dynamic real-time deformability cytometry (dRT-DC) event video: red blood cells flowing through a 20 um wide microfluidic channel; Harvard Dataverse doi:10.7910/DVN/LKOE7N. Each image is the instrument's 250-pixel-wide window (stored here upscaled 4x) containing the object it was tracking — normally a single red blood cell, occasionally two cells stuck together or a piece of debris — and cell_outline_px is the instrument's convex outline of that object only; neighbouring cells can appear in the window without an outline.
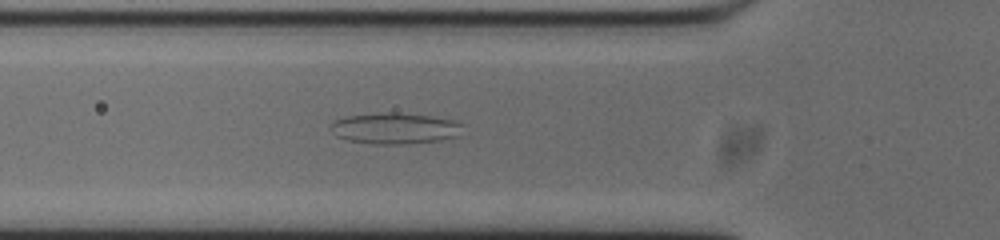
{"species": "common noctule bat (a hibernating species)", "species_latin": "Nyctalus noctula", "temperature_condition": "cold", "stored_images_in_passage": 46, "camera_frame_rate_fps": 3000, "um_per_image_px": 0.085, "animal": {"sex": "male", "body_mass_g": 20.0, "forearm_length_mm": 53.3}, "frame": {"image": 1, "passage_image": 8, "time_ms": 2.333, "image_size_px": [1000, 240], "cell_outline_px": [[460, 136], [440, 140], [404, 144], [372, 144], [348, 140], [336, 136], [328, 128], [336, 120], [344, 116], [388, 112], [392, 112], [428, 116], [452, 120], [460, 124]], "centroid_in_image_um": [33.51, 10.92], "position_along_channel_um": 92.3, "area_um2": 23.76}}
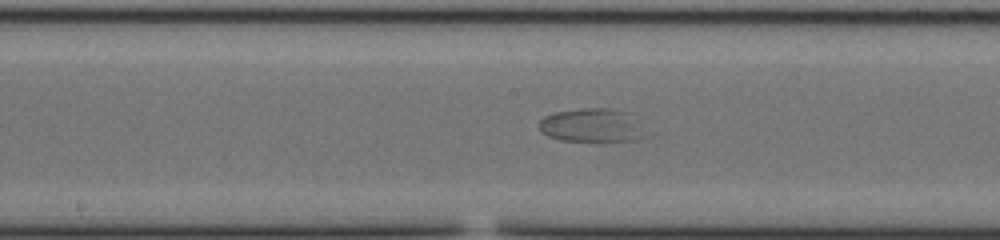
{"frame": {"image": 2, "passage_image": 17, "time_ms": 5.333, "image_size_px": [1000, 240], "cell_outline_px": [[644, 136], [636, 140], [560, 140], [548, 136], [540, 132], [540, 120], [544, 116], [552, 112], [584, 108], [608, 108], [632, 112]], "centroid_in_image_um": [50.26, 10.62], "position_along_channel_um": 197.9, "area_um2": 20.58}}
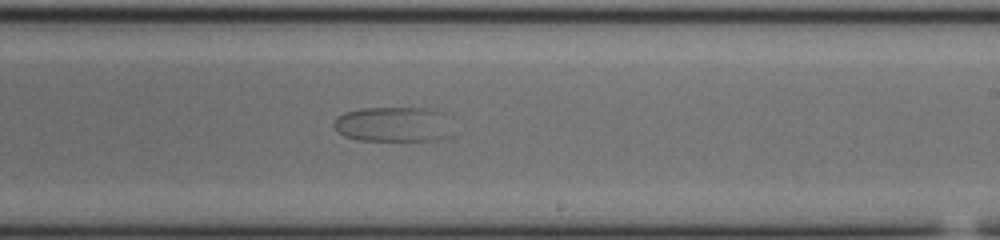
{"frame": {"image": 3, "passage_image": 22, "time_ms": 7.0, "image_size_px": [1000, 240], "cell_outline_px": [[444, 136], [432, 140], [360, 140], [344, 136], [332, 124], [332, 120], [336, 116], [344, 112], [360, 108], [436, 108], [444, 112]], "centroid_in_image_um": [33.27, 10.53], "position_along_channel_um": 255.7, "area_um2": 23.64}}